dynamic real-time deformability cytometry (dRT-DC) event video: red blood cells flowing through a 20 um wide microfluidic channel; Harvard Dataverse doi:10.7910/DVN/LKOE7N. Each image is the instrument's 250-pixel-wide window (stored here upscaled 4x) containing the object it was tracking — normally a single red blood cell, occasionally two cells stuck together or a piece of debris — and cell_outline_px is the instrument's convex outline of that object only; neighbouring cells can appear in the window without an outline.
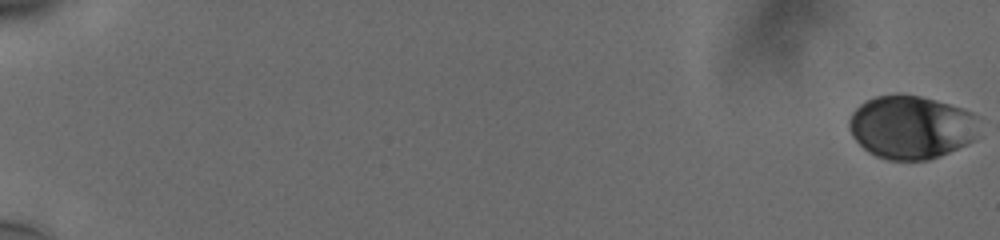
{"species": "human", "species_latin": "Homo sapiens", "temperature_condition": "cold", "stored_images_in_passage": 18, "camera_frame_rate_fps": 3000, "um_per_image_px": 0.085, "donor": {"sex": "male"}, "frame": {"image": 1, "passage_image": 1, "time_ms": 0.0, "image_size_px": [1000, 240], "cell_outline_px": [[984, 116], [972, 140], [940, 156], [928, 160], [888, 160], [876, 156], [868, 152], [852, 136], [848, 128], [848, 120], [852, 112], [864, 100], [876, 96], [920, 96], [936, 100]], "centroid_in_image_um": [77.46, 10.81], "position_along_channel_um": 7.5, "area_um2": 47.97}}
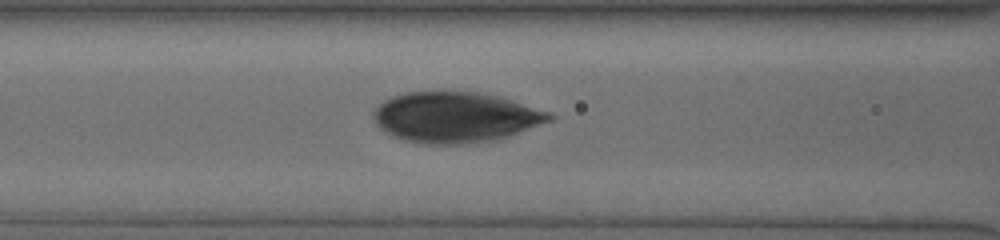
{"frame": {"image": 2, "passage_image": 16, "time_ms": 5.0, "image_size_px": [1000, 240], "cell_outline_px": [[556, 116], [552, 120], [508, 136], [496, 140], [468, 144], [424, 144], [404, 140], [392, 136], [384, 132], [376, 124], [372, 116], [372, 112], [384, 100], [392, 96], [404, 92], [476, 92], [496, 96], [552, 112]], "centroid_in_image_um": [38.69, 9.98], "position_along_channel_um": 127.9, "area_um2": 51.85}}
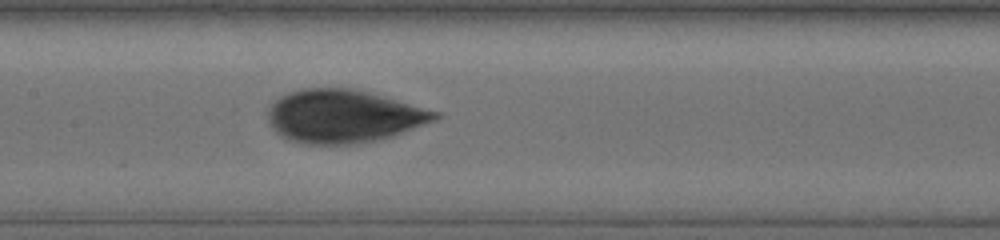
{"frame": {"image": 3, "passage_image": 18, "time_ms": 5.667, "image_size_px": [1000, 240], "cell_outline_px": [[440, 116], [436, 120], [392, 136], [380, 140], [360, 144], [304, 144], [280, 136], [272, 128], [268, 120], [268, 108], [280, 96], [288, 92], [300, 88], [352, 88], [368, 92], [440, 112]], "centroid_in_image_um": [29.18, 9.89], "position_along_channel_um": 178.2, "area_um2": 51.73}}